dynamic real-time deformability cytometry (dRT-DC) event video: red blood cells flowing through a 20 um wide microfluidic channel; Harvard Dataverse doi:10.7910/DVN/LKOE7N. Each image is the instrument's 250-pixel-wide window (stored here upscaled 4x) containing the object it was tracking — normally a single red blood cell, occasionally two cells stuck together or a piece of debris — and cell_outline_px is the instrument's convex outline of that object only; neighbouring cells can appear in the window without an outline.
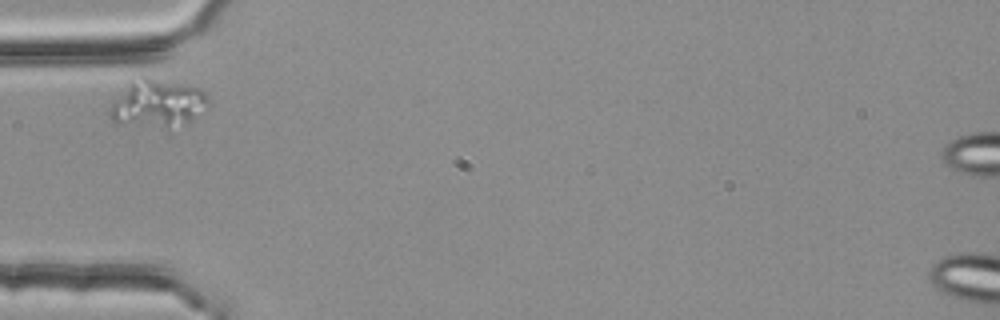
{"species": "common noctule bat (a hibernating species)", "species_latin": "Nyctalus noctula", "temperature_condition": "room temperature", "stored_images_in_passage": 1, "camera_frame_rate_fps": 3000, "um_per_image_px": 0.085, "animal": {"sex": "female", "body_mass_g": 25.1}, "frame": {"image": 1, "passage_image": 1, "time_ms": 0.0, "image_size_px": [1000, 320], "cell_outline_px": [[208, 108], [192, 120], [164, 128], [116, 124], [112, 120], [108, 112], [112, 104], [128, 80], [144, 76], [200, 88], [208, 96]], "centroid_in_image_um": [13.36, 8.79], "position_along_channel_um": 71.6, "area_um2": 27.57}}